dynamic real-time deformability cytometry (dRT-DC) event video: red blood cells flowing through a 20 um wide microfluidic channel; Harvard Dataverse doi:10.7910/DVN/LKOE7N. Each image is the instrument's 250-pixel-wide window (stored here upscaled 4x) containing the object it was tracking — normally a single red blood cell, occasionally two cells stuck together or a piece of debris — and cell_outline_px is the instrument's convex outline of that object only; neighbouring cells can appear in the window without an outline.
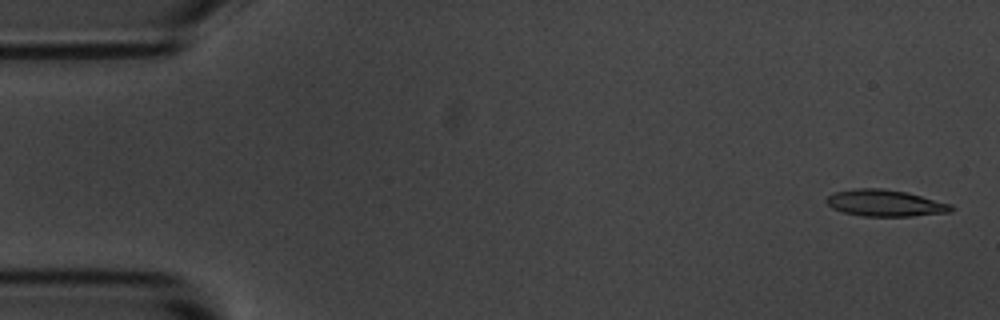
{"species": "common noctule bat (a hibernating species)", "species_latin": "Nyctalus noctula", "temperature_condition": "room temperature", "stored_images_in_passage": 5, "camera_frame_rate_fps": 3000, "um_per_image_px": 0.085, "animal": {"sex": "male", "body_mass_g": 20.1, "forearm_length_mm": 53.5}, "frame": {"image": 1, "passage_image": 1, "time_ms": 0.0, "image_size_px": [1000, 320], "cell_outline_px": [[956, 208], [952, 212], [912, 216], [860, 216], [844, 212], [832, 208], [824, 200], [828, 196], [836, 192], [856, 188], [880, 188], [908, 192], [952, 204]], "centroid_in_image_um": [75.28, 17.26], "position_along_channel_um": 9.7, "area_um2": 19.48}}
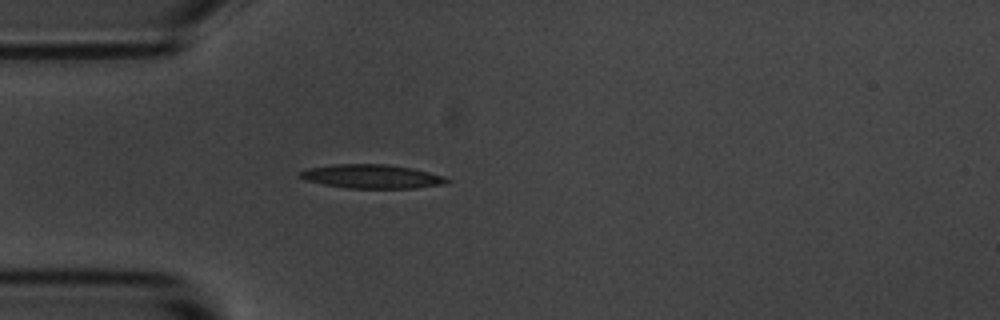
{"frame": {"image": 2, "passage_image": 5, "time_ms": 4.333, "image_size_px": [1000, 320], "cell_outline_px": [[452, 180], [444, 184], [416, 188], [348, 188], [324, 184], [304, 180], [300, 176], [300, 172], [308, 168], [336, 164], [388, 164], [412, 168], [444, 176]], "centroid_in_image_um": [31.63, 15.0], "position_along_channel_um": 53.4, "area_um2": 20.35}}